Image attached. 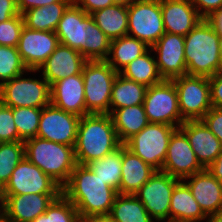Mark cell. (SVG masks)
I'll return each mask as SVG.
<instances>
[{
  "mask_svg": "<svg viewBox=\"0 0 222 222\" xmlns=\"http://www.w3.org/2000/svg\"><path fill=\"white\" fill-rule=\"evenodd\" d=\"M207 218L189 187L180 180L175 185L170 199L169 222H201Z\"/></svg>",
  "mask_w": 222,
  "mask_h": 222,
  "instance_id": "25",
  "label": "cell"
},
{
  "mask_svg": "<svg viewBox=\"0 0 222 222\" xmlns=\"http://www.w3.org/2000/svg\"><path fill=\"white\" fill-rule=\"evenodd\" d=\"M2 212V197H1V190H0V215Z\"/></svg>",
  "mask_w": 222,
  "mask_h": 222,
  "instance_id": "54",
  "label": "cell"
},
{
  "mask_svg": "<svg viewBox=\"0 0 222 222\" xmlns=\"http://www.w3.org/2000/svg\"><path fill=\"white\" fill-rule=\"evenodd\" d=\"M187 178L191 180L185 182ZM182 181L189 187L194 199L208 218L222 207V183L207 168L185 177Z\"/></svg>",
  "mask_w": 222,
  "mask_h": 222,
  "instance_id": "22",
  "label": "cell"
},
{
  "mask_svg": "<svg viewBox=\"0 0 222 222\" xmlns=\"http://www.w3.org/2000/svg\"><path fill=\"white\" fill-rule=\"evenodd\" d=\"M146 89L145 85L126 79L118 73L112 85L109 114L115 109L143 104Z\"/></svg>",
  "mask_w": 222,
  "mask_h": 222,
  "instance_id": "30",
  "label": "cell"
},
{
  "mask_svg": "<svg viewBox=\"0 0 222 222\" xmlns=\"http://www.w3.org/2000/svg\"><path fill=\"white\" fill-rule=\"evenodd\" d=\"M41 108H13V120L18 131V141H25L37 136Z\"/></svg>",
  "mask_w": 222,
  "mask_h": 222,
  "instance_id": "36",
  "label": "cell"
},
{
  "mask_svg": "<svg viewBox=\"0 0 222 222\" xmlns=\"http://www.w3.org/2000/svg\"><path fill=\"white\" fill-rule=\"evenodd\" d=\"M24 74L0 84V102L11 108H43L50 104V84L43 77L42 81L23 78Z\"/></svg>",
  "mask_w": 222,
  "mask_h": 222,
  "instance_id": "10",
  "label": "cell"
},
{
  "mask_svg": "<svg viewBox=\"0 0 222 222\" xmlns=\"http://www.w3.org/2000/svg\"><path fill=\"white\" fill-rule=\"evenodd\" d=\"M110 115L122 144L149 123L143 104L115 109Z\"/></svg>",
  "mask_w": 222,
  "mask_h": 222,
  "instance_id": "26",
  "label": "cell"
},
{
  "mask_svg": "<svg viewBox=\"0 0 222 222\" xmlns=\"http://www.w3.org/2000/svg\"><path fill=\"white\" fill-rule=\"evenodd\" d=\"M72 2H55L22 13L24 26L39 31H56L64 11Z\"/></svg>",
  "mask_w": 222,
  "mask_h": 222,
  "instance_id": "28",
  "label": "cell"
},
{
  "mask_svg": "<svg viewBox=\"0 0 222 222\" xmlns=\"http://www.w3.org/2000/svg\"><path fill=\"white\" fill-rule=\"evenodd\" d=\"M150 47L135 37L125 35L111 40L110 53L105 61L116 71L120 72L130 62L144 54ZM121 66V67H120Z\"/></svg>",
  "mask_w": 222,
  "mask_h": 222,
  "instance_id": "29",
  "label": "cell"
},
{
  "mask_svg": "<svg viewBox=\"0 0 222 222\" xmlns=\"http://www.w3.org/2000/svg\"><path fill=\"white\" fill-rule=\"evenodd\" d=\"M179 181L167 173L156 171L134 195L153 219L163 222L167 219L169 222L170 199Z\"/></svg>",
  "mask_w": 222,
  "mask_h": 222,
  "instance_id": "12",
  "label": "cell"
},
{
  "mask_svg": "<svg viewBox=\"0 0 222 222\" xmlns=\"http://www.w3.org/2000/svg\"><path fill=\"white\" fill-rule=\"evenodd\" d=\"M166 33L186 36L201 20L191 0H160Z\"/></svg>",
  "mask_w": 222,
  "mask_h": 222,
  "instance_id": "23",
  "label": "cell"
},
{
  "mask_svg": "<svg viewBox=\"0 0 222 222\" xmlns=\"http://www.w3.org/2000/svg\"><path fill=\"white\" fill-rule=\"evenodd\" d=\"M206 20L217 33L222 35V8L214 11Z\"/></svg>",
  "mask_w": 222,
  "mask_h": 222,
  "instance_id": "47",
  "label": "cell"
},
{
  "mask_svg": "<svg viewBox=\"0 0 222 222\" xmlns=\"http://www.w3.org/2000/svg\"><path fill=\"white\" fill-rule=\"evenodd\" d=\"M123 144L103 158L90 161L86 166L117 192L122 172Z\"/></svg>",
  "mask_w": 222,
  "mask_h": 222,
  "instance_id": "33",
  "label": "cell"
},
{
  "mask_svg": "<svg viewBox=\"0 0 222 222\" xmlns=\"http://www.w3.org/2000/svg\"><path fill=\"white\" fill-rule=\"evenodd\" d=\"M24 156V141L0 143V190L9 182Z\"/></svg>",
  "mask_w": 222,
  "mask_h": 222,
  "instance_id": "35",
  "label": "cell"
},
{
  "mask_svg": "<svg viewBox=\"0 0 222 222\" xmlns=\"http://www.w3.org/2000/svg\"><path fill=\"white\" fill-rule=\"evenodd\" d=\"M18 141V131L13 120V108L0 102V143Z\"/></svg>",
  "mask_w": 222,
  "mask_h": 222,
  "instance_id": "40",
  "label": "cell"
},
{
  "mask_svg": "<svg viewBox=\"0 0 222 222\" xmlns=\"http://www.w3.org/2000/svg\"><path fill=\"white\" fill-rule=\"evenodd\" d=\"M62 194L76 207L79 216L102 217L110 214L118 193L86 165L77 164Z\"/></svg>",
  "mask_w": 222,
  "mask_h": 222,
  "instance_id": "1",
  "label": "cell"
},
{
  "mask_svg": "<svg viewBox=\"0 0 222 222\" xmlns=\"http://www.w3.org/2000/svg\"><path fill=\"white\" fill-rule=\"evenodd\" d=\"M205 168L199 163L185 133L177 128L169 141L162 172L183 180Z\"/></svg>",
  "mask_w": 222,
  "mask_h": 222,
  "instance_id": "14",
  "label": "cell"
},
{
  "mask_svg": "<svg viewBox=\"0 0 222 222\" xmlns=\"http://www.w3.org/2000/svg\"><path fill=\"white\" fill-rule=\"evenodd\" d=\"M143 107L149 123L167 124L179 128L182 119L177 89L172 80L147 87Z\"/></svg>",
  "mask_w": 222,
  "mask_h": 222,
  "instance_id": "7",
  "label": "cell"
},
{
  "mask_svg": "<svg viewBox=\"0 0 222 222\" xmlns=\"http://www.w3.org/2000/svg\"><path fill=\"white\" fill-rule=\"evenodd\" d=\"M16 0H0V22L19 15Z\"/></svg>",
  "mask_w": 222,
  "mask_h": 222,
  "instance_id": "46",
  "label": "cell"
},
{
  "mask_svg": "<svg viewBox=\"0 0 222 222\" xmlns=\"http://www.w3.org/2000/svg\"><path fill=\"white\" fill-rule=\"evenodd\" d=\"M212 107L222 108V71L209 77Z\"/></svg>",
  "mask_w": 222,
  "mask_h": 222,
  "instance_id": "42",
  "label": "cell"
},
{
  "mask_svg": "<svg viewBox=\"0 0 222 222\" xmlns=\"http://www.w3.org/2000/svg\"><path fill=\"white\" fill-rule=\"evenodd\" d=\"M81 117L66 112L51 103L41 108L37 137L74 146Z\"/></svg>",
  "mask_w": 222,
  "mask_h": 222,
  "instance_id": "13",
  "label": "cell"
},
{
  "mask_svg": "<svg viewBox=\"0 0 222 222\" xmlns=\"http://www.w3.org/2000/svg\"><path fill=\"white\" fill-rule=\"evenodd\" d=\"M123 144L122 172L118 194H135L156 172Z\"/></svg>",
  "mask_w": 222,
  "mask_h": 222,
  "instance_id": "24",
  "label": "cell"
},
{
  "mask_svg": "<svg viewBox=\"0 0 222 222\" xmlns=\"http://www.w3.org/2000/svg\"><path fill=\"white\" fill-rule=\"evenodd\" d=\"M201 120L222 144V108L212 107Z\"/></svg>",
  "mask_w": 222,
  "mask_h": 222,
  "instance_id": "41",
  "label": "cell"
},
{
  "mask_svg": "<svg viewBox=\"0 0 222 222\" xmlns=\"http://www.w3.org/2000/svg\"><path fill=\"white\" fill-rule=\"evenodd\" d=\"M207 169L222 183V151Z\"/></svg>",
  "mask_w": 222,
  "mask_h": 222,
  "instance_id": "48",
  "label": "cell"
},
{
  "mask_svg": "<svg viewBox=\"0 0 222 222\" xmlns=\"http://www.w3.org/2000/svg\"><path fill=\"white\" fill-rule=\"evenodd\" d=\"M177 128L167 124L148 123L124 145L145 163L161 171L170 138Z\"/></svg>",
  "mask_w": 222,
  "mask_h": 222,
  "instance_id": "6",
  "label": "cell"
},
{
  "mask_svg": "<svg viewBox=\"0 0 222 222\" xmlns=\"http://www.w3.org/2000/svg\"><path fill=\"white\" fill-rule=\"evenodd\" d=\"M164 33L160 0H135L128 6L127 35L151 48Z\"/></svg>",
  "mask_w": 222,
  "mask_h": 222,
  "instance_id": "9",
  "label": "cell"
},
{
  "mask_svg": "<svg viewBox=\"0 0 222 222\" xmlns=\"http://www.w3.org/2000/svg\"><path fill=\"white\" fill-rule=\"evenodd\" d=\"M55 2H73V0H16L20 14L32 8L43 7Z\"/></svg>",
  "mask_w": 222,
  "mask_h": 222,
  "instance_id": "45",
  "label": "cell"
},
{
  "mask_svg": "<svg viewBox=\"0 0 222 222\" xmlns=\"http://www.w3.org/2000/svg\"><path fill=\"white\" fill-rule=\"evenodd\" d=\"M121 145L110 114L81 117L74 145L77 164L86 165L103 158Z\"/></svg>",
  "mask_w": 222,
  "mask_h": 222,
  "instance_id": "2",
  "label": "cell"
},
{
  "mask_svg": "<svg viewBox=\"0 0 222 222\" xmlns=\"http://www.w3.org/2000/svg\"><path fill=\"white\" fill-rule=\"evenodd\" d=\"M116 72L105 60L87 61L82 69L86 114H109Z\"/></svg>",
  "mask_w": 222,
  "mask_h": 222,
  "instance_id": "5",
  "label": "cell"
},
{
  "mask_svg": "<svg viewBox=\"0 0 222 222\" xmlns=\"http://www.w3.org/2000/svg\"><path fill=\"white\" fill-rule=\"evenodd\" d=\"M219 37L220 34L206 19H202L184 36L187 75L209 78L222 71Z\"/></svg>",
  "mask_w": 222,
  "mask_h": 222,
  "instance_id": "3",
  "label": "cell"
},
{
  "mask_svg": "<svg viewBox=\"0 0 222 222\" xmlns=\"http://www.w3.org/2000/svg\"><path fill=\"white\" fill-rule=\"evenodd\" d=\"M0 222H8V221L4 220V219L0 216Z\"/></svg>",
  "mask_w": 222,
  "mask_h": 222,
  "instance_id": "55",
  "label": "cell"
},
{
  "mask_svg": "<svg viewBox=\"0 0 222 222\" xmlns=\"http://www.w3.org/2000/svg\"><path fill=\"white\" fill-rule=\"evenodd\" d=\"M108 216L116 222H154L134 194H117Z\"/></svg>",
  "mask_w": 222,
  "mask_h": 222,
  "instance_id": "32",
  "label": "cell"
},
{
  "mask_svg": "<svg viewBox=\"0 0 222 222\" xmlns=\"http://www.w3.org/2000/svg\"><path fill=\"white\" fill-rule=\"evenodd\" d=\"M24 72H37V70H28L17 47L0 45V80L2 81L0 84L12 80Z\"/></svg>",
  "mask_w": 222,
  "mask_h": 222,
  "instance_id": "38",
  "label": "cell"
},
{
  "mask_svg": "<svg viewBox=\"0 0 222 222\" xmlns=\"http://www.w3.org/2000/svg\"><path fill=\"white\" fill-rule=\"evenodd\" d=\"M23 27L22 14L0 22V45L17 47Z\"/></svg>",
  "mask_w": 222,
  "mask_h": 222,
  "instance_id": "39",
  "label": "cell"
},
{
  "mask_svg": "<svg viewBox=\"0 0 222 222\" xmlns=\"http://www.w3.org/2000/svg\"><path fill=\"white\" fill-rule=\"evenodd\" d=\"M93 18L74 1L64 11L56 28L60 44L81 52L85 48L87 27Z\"/></svg>",
  "mask_w": 222,
  "mask_h": 222,
  "instance_id": "19",
  "label": "cell"
},
{
  "mask_svg": "<svg viewBox=\"0 0 222 222\" xmlns=\"http://www.w3.org/2000/svg\"><path fill=\"white\" fill-rule=\"evenodd\" d=\"M50 103L79 117L85 116L86 105L82 73L54 82L50 86Z\"/></svg>",
  "mask_w": 222,
  "mask_h": 222,
  "instance_id": "21",
  "label": "cell"
},
{
  "mask_svg": "<svg viewBox=\"0 0 222 222\" xmlns=\"http://www.w3.org/2000/svg\"><path fill=\"white\" fill-rule=\"evenodd\" d=\"M60 194L1 195V217L8 222H32L45 213Z\"/></svg>",
  "mask_w": 222,
  "mask_h": 222,
  "instance_id": "16",
  "label": "cell"
},
{
  "mask_svg": "<svg viewBox=\"0 0 222 222\" xmlns=\"http://www.w3.org/2000/svg\"><path fill=\"white\" fill-rule=\"evenodd\" d=\"M78 219L76 207L61 193L48 206L45 213L32 222H78Z\"/></svg>",
  "mask_w": 222,
  "mask_h": 222,
  "instance_id": "37",
  "label": "cell"
},
{
  "mask_svg": "<svg viewBox=\"0 0 222 222\" xmlns=\"http://www.w3.org/2000/svg\"><path fill=\"white\" fill-rule=\"evenodd\" d=\"M96 25L110 39L114 40L128 33V7L113 4L90 14Z\"/></svg>",
  "mask_w": 222,
  "mask_h": 222,
  "instance_id": "27",
  "label": "cell"
},
{
  "mask_svg": "<svg viewBox=\"0 0 222 222\" xmlns=\"http://www.w3.org/2000/svg\"><path fill=\"white\" fill-rule=\"evenodd\" d=\"M188 138L197 160L208 168L222 151V144L202 120H187L179 127Z\"/></svg>",
  "mask_w": 222,
  "mask_h": 222,
  "instance_id": "18",
  "label": "cell"
},
{
  "mask_svg": "<svg viewBox=\"0 0 222 222\" xmlns=\"http://www.w3.org/2000/svg\"><path fill=\"white\" fill-rule=\"evenodd\" d=\"M191 2L202 19L222 8V0H191Z\"/></svg>",
  "mask_w": 222,
  "mask_h": 222,
  "instance_id": "43",
  "label": "cell"
},
{
  "mask_svg": "<svg viewBox=\"0 0 222 222\" xmlns=\"http://www.w3.org/2000/svg\"><path fill=\"white\" fill-rule=\"evenodd\" d=\"M87 60L80 52L59 44L47 60L38 68L50 86L63 78L81 74Z\"/></svg>",
  "mask_w": 222,
  "mask_h": 222,
  "instance_id": "20",
  "label": "cell"
},
{
  "mask_svg": "<svg viewBox=\"0 0 222 222\" xmlns=\"http://www.w3.org/2000/svg\"><path fill=\"white\" fill-rule=\"evenodd\" d=\"M151 51V48L148 49L144 54L121 69L119 74L146 87L161 83L163 78L159 74L155 56L149 55Z\"/></svg>",
  "mask_w": 222,
  "mask_h": 222,
  "instance_id": "31",
  "label": "cell"
},
{
  "mask_svg": "<svg viewBox=\"0 0 222 222\" xmlns=\"http://www.w3.org/2000/svg\"><path fill=\"white\" fill-rule=\"evenodd\" d=\"M61 194L62 188L25 156L16 166L1 195Z\"/></svg>",
  "mask_w": 222,
  "mask_h": 222,
  "instance_id": "11",
  "label": "cell"
},
{
  "mask_svg": "<svg viewBox=\"0 0 222 222\" xmlns=\"http://www.w3.org/2000/svg\"><path fill=\"white\" fill-rule=\"evenodd\" d=\"M87 14L106 8L114 4L113 0H73Z\"/></svg>",
  "mask_w": 222,
  "mask_h": 222,
  "instance_id": "44",
  "label": "cell"
},
{
  "mask_svg": "<svg viewBox=\"0 0 222 222\" xmlns=\"http://www.w3.org/2000/svg\"><path fill=\"white\" fill-rule=\"evenodd\" d=\"M59 44L54 31H39L24 26L17 49L28 70H38Z\"/></svg>",
  "mask_w": 222,
  "mask_h": 222,
  "instance_id": "15",
  "label": "cell"
},
{
  "mask_svg": "<svg viewBox=\"0 0 222 222\" xmlns=\"http://www.w3.org/2000/svg\"><path fill=\"white\" fill-rule=\"evenodd\" d=\"M207 222H222V207L213 215H211Z\"/></svg>",
  "mask_w": 222,
  "mask_h": 222,
  "instance_id": "49",
  "label": "cell"
},
{
  "mask_svg": "<svg viewBox=\"0 0 222 222\" xmlns=\"http://www.w3.org/2000/svg\"><path fill=\"white\" fill-rule=\"evenodd\" d=\"M78 222H102V217H82V216H79Z\"/></svg>",
  "mask_w": 222,
  "mask_h": 222,
  "instance_id": "50",
  "label": "cell"
},
{
  "mask_svg": "<svg viewBox=\"0 0 222 222\" xmlns=\"http://www.w3.org/2000/svg\"><path fill=\"white\" fill-rule=\"evenodd\" d=\"M85 48L80 52L87 61L106 60L109 57L111 40L92 21L87 27Z\"/></svg>",
  "mask_w": 222,
  "mask_h": 222,
  "instance_id": "34",
  "label": "cell"
},
{
  "mask_svg": "<svg viewBox=\"0 0 222 222\" xmlns=\"http://www.w3.org/2000/svg\"><path fill=\"white\" fill-rule=\"evenodd\" d=\"M24 154L31 163L40 168L61 188L67 184L77 165L74 146L37 136L24 141Z\"/></svg>",
  "mask_w": 222,
  "mask_h": 222,
  "instance_id": "4",
  "label": "cell"
},
{
  "mask_svg": "<svg viewBox=\"0 0 222 222\" xmlns=\"http://www.w3.org/2000/svg\"><path fill=\"white\" fill-rule=\"evenodd\" d=\"M219 53L222 60V35L219 37Z\"/></svg>",
  "mask_w": 222,
  "mask_h": 222,
  "instance_id": "53",
  "label": "cell"
},
{
  "mask_svg": "<svg viewBox=\"0 0 222 222\" xmlns=\"http://www.w3.org/2000/svg\"><path fill=\"white\" fill-rule=\"evenodd\" d=\"M151 49L158 53L156 63L163 80L187 75L184 36L165 32Z\"/></svg>",
  "mask_w": 222,
  "mask_h": 222,
  "instance_id": "17",
  "label": "cell"
},
{
  "mask_svg": "<svg viewBox=\"0 0 222 222\" xmlns=\"http://www.w3.org/2000/svg\"><path fill=\"white\" fill-rule=\"evenodd\" d=\"M135 0H113L114 4L118 5H124V6H129L132 4Z\"/></svg>",
  "mask_w": 222,
  "mask_h": 222,
  "instance_id": "51",
  "label": "cell"
},
{
  "mask_svg": "<svg viewBox=\"0 0 222 222\" xmlns=\"http://www.w3.org/2000/svg\"><path fill=\"white\" fill-rule=\"evenodd\" d=\"M172 81L177 89L182 119L184 121L201 120L212 108L209 78L182 75Z\"/></svg>",
  "mask_w": 222,
  "mask_h": 222,
  "instance_id": "8",
  "label": "cell"
},
{
  "mask_svg": "<svg viewBox=\"0 0 222 222\" xmlns=\"http://www.w3.org/2000/svg\"><path fill=\"white\" fill-rule=\"evenodd\" d=\"M102 222H116L109 216H102Z\"/></svg>",
  "mask_w": 222,
  "mask_h": 222,
  "instance_id": "52",
  "label": "cell"
}]
</instances>
